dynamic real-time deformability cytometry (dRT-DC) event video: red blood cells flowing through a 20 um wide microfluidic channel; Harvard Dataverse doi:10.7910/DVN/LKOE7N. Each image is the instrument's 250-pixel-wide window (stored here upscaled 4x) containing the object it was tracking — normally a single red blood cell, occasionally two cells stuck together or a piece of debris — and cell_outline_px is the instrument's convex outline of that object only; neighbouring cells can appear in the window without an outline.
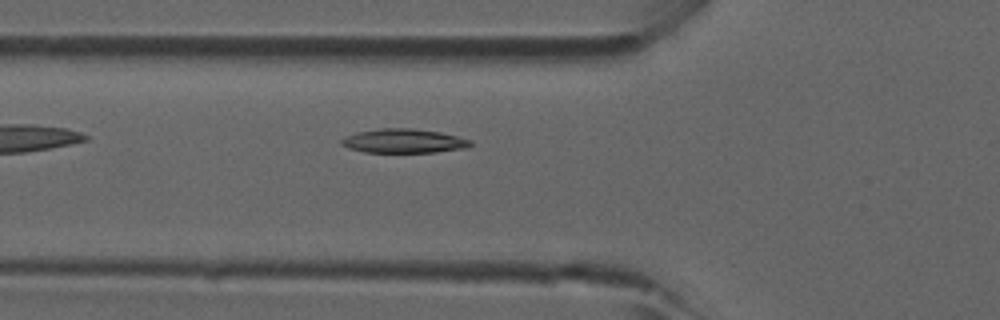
{"species": "common noctule bat (a hibernating species)", "species_latin": "Nyctalus noctula", "temperature_condition": "room temperature", "stored_images_in_passage": 3, "camera_frame_rate_fps": 3000, "um_per_image_px": 0.085, "animal": {"sex": "male", "forearm_length_mm": 52.5}, "frame": {"image": 1, "passage_image": 3, "time_ms": 0.667, "image_size_px": [1000, 320], "cell_outline_px": [[472, 144], [464, 148], [436, 152], [364, 152], [348, 148], [340, 144], [340, 140], [356, 132], [380, 128], [412, 128], [440, 132], [472, 140]], "centroid_in_image_um": [34.3, 11.98], "position_along_channel_um": 91.5, "area_um2": 18.03}}